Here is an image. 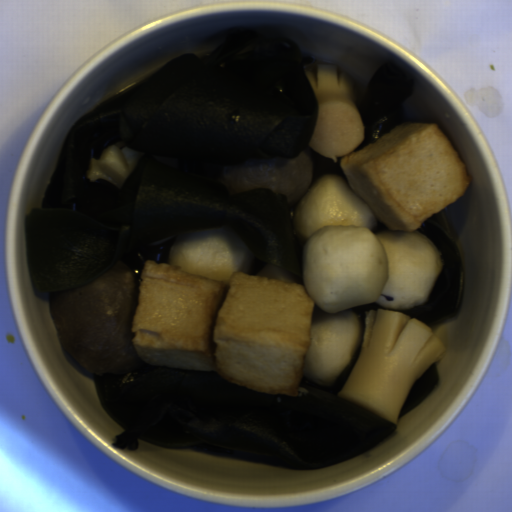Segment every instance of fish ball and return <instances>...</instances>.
Instances as JSON below:
<instances>
[{"label":"fish ball","mask_w":512,"mask_h":512,"mask_svg":"<svg viewBox=\"0 0 512 512\" xmlns=\"http://www.w3.org/2000/svg\"><path fill=\"white\" fill-rule=\"evenodd\" d=\"M349 185L324 175L302 196L294 226L306 237L305 286L222 229L147 260L132 321L140 359L170 369L216 371L258 391L297 396L302 377L333 384L358 350L349 308L411 310L429 298L443 268L422 223L471 183L434 123H405L341 157Z\"/></svg>","instance_id":"1"}]
</instances>
